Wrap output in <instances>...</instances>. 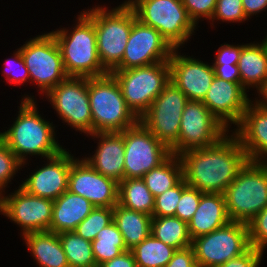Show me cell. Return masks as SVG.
Listing matches in <instances>:
<instances>
[{
	"label": "cell",
	"mask_w": 267,
	"mask_h": 267,
	"mask_svg": "<svg viewBox=\"0 0 267 267\" xmlns=\"http://www.w3.org/2000/svg\"><path fill=\"white\" fill-rule=\"evenodd\" d=\"M39 267H69L57 233L39 231L20 236Z\"/></svg>",
	"instance_id": "cell-26"
},
{
	"label": "cell",
	"mask_w": 267,
	"mask_h": 267,
	"mask_svg": "<svg viewBox=\"0 0 267 267\" xmlns=\"http://www.w3.org/2000/svg\"><path fill=\"white\" fill-rule=\"evenodd\" d=\"M68 149H63L58 155L47 158L41 168L30 172L28 178H24L20 187L27 193L56 200L68 190V176L74 157Z\"/></svg>",
	"instance_id": "cell-18"
},
{
	"label": "cell",
	"mask_w": 267,
	"mask_h": 267,
	"mask_svg": "<svg viewBox=\"0 0 267 267\" xmlns=\"http://www.w3.org/2000/svg\"><path fill=\"white\" fill-rule=\"evenodd\" d=\"M151 234L176 250L192 245L188 223L176 216L152 217Z\"/></svg>",
	"instance_id": "cell-29"
},
{
	"label": "cell",
	"mask_w": 267,
	"mask_h": 267,
	"mask_svg": "<svg viewBox=\"0 0 267 267\" xmlns=\"http://www.w3.org/2000/svg\"><path fill=\"white\" fill-rule=\"evenodd\" d=\"M187 186L183 178L177 185L166 190L154 198L152 217L175 216L177 204L181 198L182 190Z\"/></svg>",
	"instance_id": "cell-35"
},
{
	"label": "cell",
	"mask_w": 267,
	"mask_h": 267,
	"mask_svg": "<svg viewBox=\"0 0 267 267\" xmlns=\"http://www.w3.org/2000/svg\"><path fill=\"white\" fill-rule=\"evenodd\" d=\"M242 51L241 45L232 44H221L215 54V60L211 63L212 65H237Z\"/></svg>",
	"instance_id": "cell-42"
},
{
	"label": "cell",
	"mask_w": 267,
	"mask_h": 267,
	"mask_svg": "<svg viewBox=\"0 0 267 267\" xmlns=\"http://www.w3.org/2000/svg\"><path fill=\"white\" fill-rule=\"evenodd\" d=\"M224 196L229 219L250 222L267 206V162L248 161Z\"/></svg>",
	"instance_id": "cell-6"
},
{
	"label": "cell",
	"mask_w": 267,
	"mask_h": 267,
	"mask_svg": "<svg viewBox=\"0 0 267 267\" xmlns=\"http://www.w3.org/2000/svg\"><path fill=\"white\" fill-rule=\"evenodd\" d=\"M264 251L251 247L243 255L227 261L225 264L216 267H259Z\"/></svg>",
	"instance_id": "cell-43"
},
{
	"label": "cell",
	"mask_w": 267,
	"mask_h": 267,
	"mask_svg": "<svg viewBox=\"0 0 267 267\" xmlns=\"http://www.w3.org/2000/svg\"><path fill=\"white\" fill-rule=\"evenodd\" d=\"M91 243L97 267L128 250L114 221L100 230Z\"/></svg>",
	"instance_id": "cell-32"
},
{
	"label": "cell",
	"mask_w": 267,
	"mask_h": 267,
	"mask_svg": "<svg viewBox=\"0 0 267 267\" xmlns=\"http://www.w3.org/2000/svg\"><path fill=\"white\" fill-rule=\"evenodd\" d=\"M119 183L101 175L83 158H75L68 176V191L81 195L95 207H114L118 203Z\"/></svg>",
	"instance_id": "cell-17"
},
{
	"label": "cell",
	"mask_w": 267,
	"mask_h": 267,
	"mask_svg": "<svg viewBox=\"0 0 267 267\" xmlns=\"http://www.w3.org/2000/svg\"><path fill=\"white\" fill-rule=\"evenodd\" d=\"M215 71V76L232 83H241L240 73L237 65H212Z\"/></svg>",
	"instance_id": "cell-45"
},
{
	"label": "cell",
	"mask_w": 267,
	"mask_h": 267,
	"mask_svg": "<svg viewBox=\"0 0 267 267\" xmlns=\"http://www.w3.org/2000/svg\"><path fill=\"white\" fill-rule=\"evenodd\" d=\"M11 56L3 63L5 69L2 70V75L6 78V82L11 85H22L25 82L30 83V76L27 67L25 66L20 48L16 49Z\"/></svg>",
	"instance_id": "cell-38"
},
{
	"label": "cell",
	"mask_w": 267,
	"mask_h": 267,
	"mask_svg": "<svg viewBox=\"0 0 267 267\" xmlns=\"http://www.w3.org/2000/svg\"><path fill=\"white\" fill-rule=\"evenodd\" d=\"M112 222L113 207H95L91 213L77 225L74 232L92 242L98 232Z\"/></svg>",
	"instance_id": "cell-34"
},
{
	"label": "cell",
	"mask_w": 267,
	"mask_h": 267,
	"mask_svg": "<svg viewBox=\"0 0 267 267\" xmlns=\"http://www.w3.org/2000/svg\"><path fill=\"white\" fill-rule=\"evenodd\" d=\"M19 48L30 84L34 82L42 96L68 77L59 46L50 32L30 38Z\"/></svg>",
	"instance_id": "cell-9"
},
{
	"label": "cell",
	"mask_w": 267,
	"mask_h": 267,
	"mask_svg": "<svg viewBox=\"0 0 267 267\" xmlns=\"http://www.w3.org/2000/svg\"><path fill=\"white\" fill-rule=\"evenodd\" d=\"M99 267H137V264L132 252L127 250L117 257L104 262Z\"/></svg>",
	"instance_id": "cell-46"
},
{
	"label": "cell",
	"mask_w": 267,
	"mask_h": 267,
	"mask_svg": "<svg viewBox=\"0 0 267 267\" xmlns=\"http://www.w3.org/2000/svg\"><path fill=\"white\" fill-rule=\"evenodd\" d=\"M110 73L116 78L127 106L138 118L149 109L170 82L169 61L126 70H113Z\"/></svg>",
	"instance_id": "cell-8"
},
{
	"label": "cell",
	"mask_w": 267,
	"mask_h": 267,
	"mask_svg": "<svg viewBox=\"0 0 267 267\" xmlns=\"http://www.w3.org/2000/svg\"><path fill=\"white\" fill-rule=\"evenodd\" d=\"M130 251L134 256L137 267H165L172 259L176 249L150 234Z\"/></svg>",
	"instance_id": "cell-31"
},
{
	"label": "cell",
	"mask_w": 267,
	"mask_h": 267,
	"mask_svg": "<svg viewBox=\"0 0 267 267\" xmlns=\"http://www.w3.org/2000/svg\"><path fill=\"white\" fill-rule=\"evenodd\" d=\"M202 101H188L181 117L178 142L170 149L171 154L209 147L229 133Z\"/></svg>",
	"instance_id": "cell-12"
},
{
	"label": "cell",
	"mask_w": 267,
	"mask_h": 267,
	"mask_svg": "<svg viewBox=\"0 0 267 267\" xmlns=\"http://www.w3.org/2000/svg\"><path fill=\"white\" fill-rule=\"evenodd\" d=\"M113 221L122 234L128 250L140 244L151 234L152 216L125 208L119 203L113 207Z\"/></svg>",
	"instance_id": "cell-27"
},
{
	"label": "cell",
	"mask_w": 267,
	"mask_h": 267,
	"mask_svg": "<svg viewBox=\"0 0 267 267\" xmlns=\"http://www.w3.org/2000/svg\"><path fill=\"white\" fill-rule=\"evenodd\" d=\"M237 66L241 86L248 92L250 88L258 92L267 81V37L259 43H243Z\"/></svg>",
	"instance_id": "cell-25"
},
{
	"label": "cell",
	"mask_w": 267,
	"mask_h": 267,
	"mask_svg": "<svg viewBox=\"0 0 267 267\" xmlns=\"http://www.w3.org/2000/svg\"><path fill=\"white\" fill-rule=\"evenodd\" d=\"M231 220L222 193H204L192 219L188 222L191 239L206 235L227 225Z\"/></svg>",
	"instance_id": "cell-23"
},
{
	"label": "cell",
	"mask_w": 267,
	"mask_h": 267,
	"mask_svg": "<svg viewBox=\"0 0 267 267\" xmlns=\"http://www.w3.org/2000/svg\"><path fill=\"white\" fill-rule=\"evenodd\" d=\"M58 236L69 267H97L91 241L84 239L74 231L61 232Z\"/></svg>",
	"instance_id": "cell-33"
},
{
	"label": "cell",
	"mask_w": 267,
	"mask_h": 267,
	"mask_svg": "<svg viewBox=\"0 0 267 267\" xmlns=\"http://www.w3.org/2000/svg\"><path fill=\"white\" fill-rule=\"evenodd\" d=\"M174 48L153 27L137 19L133 10V25L121 63L114 70L143 67L169 61Z\"/></svg>",
	"instance_id": "cell-16"
},
{
	"label": "cell",
	"mask_w": 267,
	"mask_h": 267,
	"mask_svg": "<svg viewBox=\"0 0 267 267\" xmlns=\"http://www.w3.org/2000/svg\"><path fill=\"white\" fill-rule=\"evenodd\" d=\"M179 156L187 185L202 193L224 194L249 161L240 141L230 132L214 145L191 149Z\"/></svg>",
	"instance_id": "cell-1"
},
{
	"label": "cell",
	"mask_w": 267,
	"mask_h": 267,
	"mask_svg": "<svg viewBox=\"0 0 267 267\" xmlns=\"http://www.w3.org/2000/svg\"><path fill=\"white\" fill-rule=\"evenodd\" d=\"M165 267H198L192 246L177 249Z\"/></svg>",
	"instance_id": "cell-44"
},
{
	"label": "cell",
	"mask_w": 267,
	"mask_h": 267,
	"mask_svg": "<svg viewBox=\"0 0 267 267\" xmlns=\"http://www.w3.org/2000/svg\"><path fill=\"white\" fill-rule=\"evenodd\" d=\"M250 246L261 251L267 248V206L247 223Z\"/></svg>",
	"instance_id": "cell-39"
},
{
	"label": "cell",
	"mask_w": 267,
	"mask_h": 267,
	"mask_svg": "<svg viewBox=\"0 0 267 267\" xmlns=\"http://www.w3.org/2000/svg\"><path fill=\"white\" fill-rule=\"evenodd\" d=\"M248 91L241 83H232L215 76L203 103L209 111L228 129L240 122L248 103Z\"/></svg>",
	"instance_id": "cell-20"
},
{
	"label": "cell",
	"mask_w": 267,
	"mask_h": 267,
	"mask_svg": "<svg viewBox=\"0 0 267 267\" xmlns=\"http://www.w3.org/2000/svg\"><path fill=\"white\" fill-rule=\"evenodd\" d=\"M118 203L125 208L152 216L154 196L142 178L123 179L119 182Z\"/></svg>",
	"instance_id": "cell-30"
},
{
	"label": "cell",
	"mask_w": 267,
	"mask_h": 267,
	"mask_svg": "<svg viewBox=\"0 0 267 267\" xmlns=\"http://www.w3.org/2000/svg\"><path fill=\"white\" fill-rule=\"evenodd\" d=\"M22 168V163L0 137V196L5 193L8 184H12L11 180Z\"/></svg>",
	"instance_id": "cell-36"
},
{
	"label": "cell",
	"mask_w": 267,
	"mask_h": 267,
	"mask_svg": "<svg viewBox=\"0 0 267 267\" xmlns=\"http://www.w3.org/2000/svg\"><path fill=\"white\" fill-rule=\"evenodd\" d=\"M83 11L94 21L99 59L110 73L122 61L133 25V9L123 1L115 8L95 5Z\"/></svg>",
	"instance_id": "cell-4"
},
{
	"label": "cell",
	"mask_w": 267,
	"mask_h": 267,
	"mask_svg": "<svg viewBox=\"0 0 267 267\" xmlns=\"http://www.w3.org/2000/svg\"><path fill=\"white\" fill-rule=\"evenodd\" d=\"M50 33L59 46L68 76L92 78L109 73L99 59L94 21L84 11L72 28Z\"/></svg>",
	"instance_id": "cell-3"
},
{
	"label": "cell",
	"mask_w": 267,
	"mask_h": 267,
	"mask_svg": "<svg viewBox=\"0 0 267 267\" xmlns=\"http://www.w3.org/2000/svg\"><path fill=\"white\" fill-rule=\"evenodd\" d=\"M124 179L143 178L170 155V149L141 122L124 130Z\"/></svg>",
	"instance_id": "cell-14"
},
{
	"label": "cell",
	"mask_w": 267,
	"mask_h": 267,
	"mask_svg": "<svg viewBox=\"0 0 267 267\" xmlns=\"http://www.w3.org/2000/svg\"><path fill=\"white\" fill-rule=\"evenodd\" d=\"M17 190L0 196V214L21 228V234L49 231L53 200L31 195L19 185ZM6 195V196H5Z\"/></svg>",
	"instance_id": "cell-15"
},
{
	"label": "cell",
	"mask_w": 267,
	"mask_h": 267,
	"mask_svg": "<svg viewBox=\"0 0 267 267\" xmlns=\"http://www.w3.org/2000/svg\"><path fill=\"white\" fill-rule=\"evenodd\" d=\"M125 1L135 11L138 20L156 29L174 49L184 46L197 29L182 0Z\"/></svg>",
	"instance_id": "cell-7"
},
{
	"label": "cell",
	"mask_w": 267,
	"mask_h": 267,
	"mask_svg": "<svg viewBox=\"0 0 267 267\" xmlns=\"http://www.w3.org/2000/svg\"><path fill=\"white\" fill-rule=\"evenodd\" d=\"M217 0H182V4L187 10L189 17L198 26L199 21L203 18L211 20L216 8Z\"/></svg>",
	"instance_id": "cell-41"
},
{
	"label": "cell",
	"mask_w": 267,
	"mask_h": 267,
	"mask_svg": "<svg viewBox=\"0 0 267 267\" xmlns=\"http://www.w3.org/2000/svg\"><path fill=\"white\" fill-rule=\"evenodd\" d=\"M142 179L154 198L171 189L183 179L180 156L171 154L163 163L147 172Z\"/></svg>",
	"instance_id": "cell-28"
},
{
	"label": "cell",
	"mask_w": 267,
	"mask_h": 267,
	"mask_svg": "<svg viewBox=\"0 0 267 267\" xmlns=\"http://www.w3.org/2000/svg\"><path fill=\"white\" fill-rule=\"evenodd\" d=\"M20 102L15 121L7 130L0 132V137L22 163V167L28 164V155L29 158L44 157L45 160L58 155L65 148L56 141L58 138L53 122L50 123L39 114L34 95L24 94Z\"/></svg>",
	"instance_id": "cell-2"
},
{
	"label": "cell",
	"mask_w": 267,
	"mask_h": 267,
	"mask_svg": "<svg viewBox=\"0 0 267 267\" xmlns=\"http://www.w3.org/2000/svg\"><path fill=\"white\" fill-rule=\"evenodd\" d=\"M187 96L170 81L139 118L159 141L171 149L177 142Z\"/></svg>",
	"instance_id": "cell-13"
},
{
	"label": "cell",
	"mask_w": 267,
	"mask_h": 267,
	"mask_svg": "<svg viewBox=\"0 0 267 267\" xmlns=\"http://www.w3.org/2000/svg\"><path fill=\"white\" fill-rule=\"evenodd\" d=\"M88 96L92 133L122 132L139 122V118L127 106L119 84L111 73L88 78Z\"/></svg>",
	"instance_id": "cell-5"
},
{
	"label": "cell",
	"mask_w": 267,
	"mask_h": 267,
	"mask_svg": "<svg viewBox=\"0 0 267 267\" xmlns=\"http://www.w3.org/2000/svg\"><path fill=\"white\" fill-rule=\"evenodd\" d=\"M94 208L95 206L86 198L66 190L53 201L49 231L57 234L74 231Z\"/></svg>",
	"instance_id": "cell-24"
},
{
	"label": "cell",
	"mask_w": 267,
	"mask_h": 267,
	"mask_svg": "<svg viewBox=\"0 0 267 267\" xmlns=\"http://www.w3.org/2000/svg\"><path fill=\"white\" fill-rule=\"evenodd\" d=\"M62 123L79 131L92 134V115L88 96V78L68 76L46 95ZM61 117V118H60Z\"/></svg>",
	"instance_id": "cell-11"
},
{
	"label": "cell",
	"mask_w": 267,
	"mask_h": 267,
	"mask_svg": "<svg viewBox=\"0 0 267 267\" xmlns=\"http://www.w3.org/2000/svg\"><path fill=\"white\" fill-rule=\"evenodd\" d=\"M203 194L204 193L200 190L187 185L182 190L181 198L175 211V216L188 223L195 214Z\"/></svg>",
	"instance_id": "cell-40"
},
{
	"label": "cell",
	"mask_w": 267,
	"mask_h": 267,
	"mask_svg": "<svg viewBox=\"0 0 267 267\" xmlns=\"http://www.w3.org/2000/svg\"><path fill=\"white\" fill-rule=\"evenodd\" d=\"M97 138V147L94 154L84 156V160L101 175L120 182L124 179V131L122 132H97L90 135Z\"/></svg>",
	"instance_id": "cell-22"
},
{
	"label": "cell",
	"mask_w": 267,
	"mask_h": 267,
	"mask_svg": "<svg viewBox=\"0 0 267 267\" xmlns=\"http://www.w3.org/2000/svg\"><path fill=\"white\" fill-rule=\"evenodd\" d=\"M244 13L247 18L258 15L267 9V0H242Z\"/></svg>",
	"instance_id": "cell-47"
},
{
	"label": "cell",
	"mask_w": 267,
	"mask_h": 267,
	"mask_svg": "<svg viewBox=\"0 0 267 267\" xmlns=\"http://www.w3.org/2000/svg\"><path fill=\"white\" fill-rule=\"evenodd\" d=\"M191 246L198 267L225 264L251 248L248 226L242 222L230 221L211 233L192 239Z\"/></svg>",
	"instance_id": "cell-10"
},
{
	"label": "cell",
	"mask_w": 267,
	"mask_h": 267,
	"mask_svg": "<svg viewBox=\"0 0 267 267\" xmlns=\"http://www.w3.org/2000/svg\"><path fill=\"white\" fill-rule=\"evenodd\" d=\"M180 49L172 52L170 64V81H172L190 101H203L215 71L208 62H203L193 56L181 55ZM193 57V58H192Z\"/></svg>",
	"instance_id": "cell-19"
},
{
	"label": "cell",
	"mask_w": 267,
	"mask_h": 267,
	"mask_svg": "<svg viewBox=\"0 0 267 267\" xmlns=\"http://www.w3.org/2000/svg\"><path fill=\"white\" fill-rule=\"evenodd\" d=\"M240 141L249 161L267 162V108L253 99L235 129L231 131Z\"/></svg>",
	"instance_id": "cell-21"
},
{
	"label": "cell",
	"mask_w": 267,
	"mask_h": 267,
	"mask_svg": "<svg viewBox=\"0 0 267 267\" xmlns=\"http://www.w3.org/2000/svg\"><path fill=\"white\" fill-rule=\"evenodd\" d=\"M246 20L249 19L244 13L242 0H217L215 12L209 22L211 25H214L213 23L217 21H222L223 23H242Z\"/></svg>",
	"instance_id": "cell-37"
},
{
	"label": "cell",
	"mask_w": 267,
	"mask_h": 267,
	"mask_svg": "<svg viewBox=\"0 0 267 267\" xmlns=\"http://www.w3.org/2000/svg\"><path fill=\"white\" fill-rule=\"evenodd\" d=\"M257 93L258 97H256L254 101H256L259 105L267 108V81Z\"/></svg>",
	"instance_id": "cell-48"
}]
</instances>
